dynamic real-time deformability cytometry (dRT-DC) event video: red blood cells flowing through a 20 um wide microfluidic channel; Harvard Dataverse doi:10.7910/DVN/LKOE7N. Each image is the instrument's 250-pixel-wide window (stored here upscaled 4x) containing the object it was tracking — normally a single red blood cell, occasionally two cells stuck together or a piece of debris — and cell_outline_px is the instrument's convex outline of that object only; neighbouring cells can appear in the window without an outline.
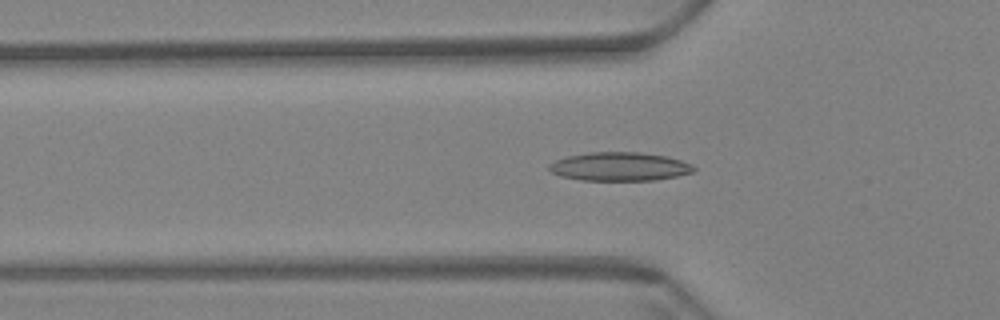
{"species": "Egyptian fruit bat (a non-hibernating species)", "species_latin": "Rousettus aegyptiacus", "temperature_condition": "warm", "stored_images_in_passage": 58, "camera_frame_rate_fps": 3000, "um_per_image_px": 0.085, "animal": {"sex": "female"}, "frame": {"image": 1, "passage_image": 19, "time_ms": 6.0, "image_size_px": [1000, 320], "cell_outline_px": [[696, 168], [692, 172], [676, 176], [656, 180], [580, 180], [560, 176], [552, 172], [548, 168], [548, 164], [556, 160], [568, 156], [588, 152], [640, 152], [668, 156], [692, 164]], "centroid_in_image_um": [52.66, 14.15], "position_along_channel_um": 73.1, "area_um2": 24.16}}
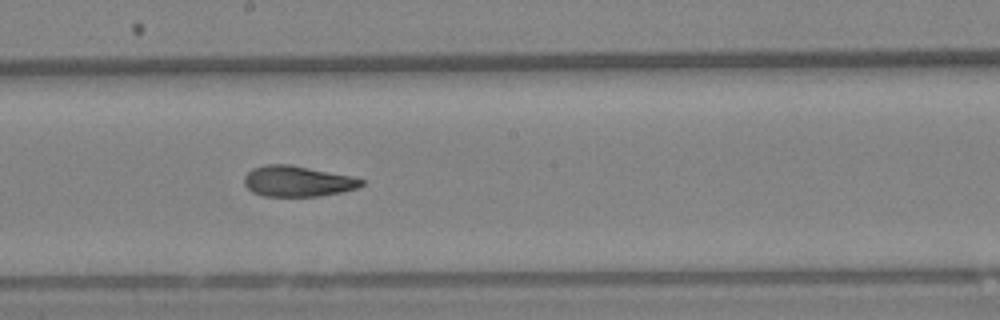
{"frame": {"image": 2, "passage_image": 32, "time_ms": 10.333, "image_size_px": [1000, 320], "cell_outline_px": [[364, 184], [356, 188], [340, 192], [320, 196], [264, 196], [252, 192], [244, 184], [244, 176], [252, 168], [264, 164], [292, 164], [352, 176], [364, 180]], "centroid_in_image_um": [25.27, 15.39], "position_along_channel_um": 222.9, "area_um2": 21.1}}
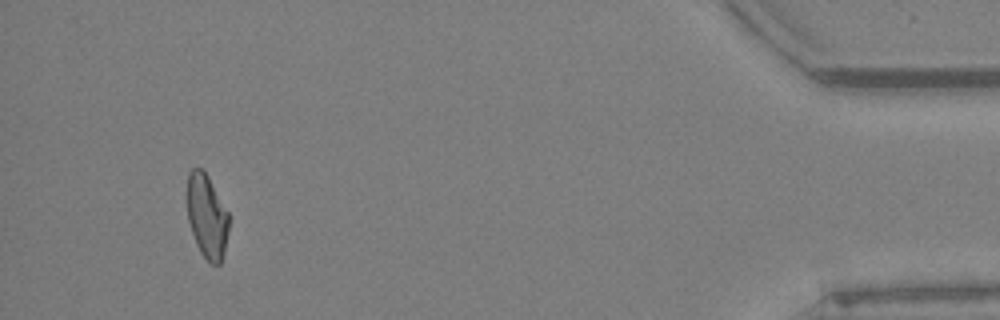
{"frame": {"image": 3, "passage_image": 55, "time_ms": 18.0, "image_size_px": [1000, 320], "cell_outline_px": [[228, 232], [224, 252], [220, 264], [212, 264], [200, 252], [196, 244], [188, 220], [188, 172], [192, 168], [200, 168], [208, 176], [228, 212]], "centroid_in_image_um": [17.59, 18.39], "position_along_channel_um": 417.6, "area_um2": 20.06}, "authors_computed_cell_mechanics": {"area_um2": 21.964, "velocity_mm_per_s": 3.4544, "shape_relaxation_time_tau1_ms": null, "shape_relaxation_time_tau2_ms": 3.685, "deformation_change_tau1": null, "deformation_change_tau2": 0.1062}}